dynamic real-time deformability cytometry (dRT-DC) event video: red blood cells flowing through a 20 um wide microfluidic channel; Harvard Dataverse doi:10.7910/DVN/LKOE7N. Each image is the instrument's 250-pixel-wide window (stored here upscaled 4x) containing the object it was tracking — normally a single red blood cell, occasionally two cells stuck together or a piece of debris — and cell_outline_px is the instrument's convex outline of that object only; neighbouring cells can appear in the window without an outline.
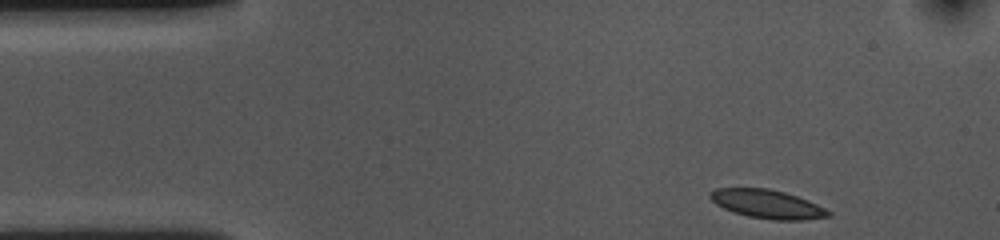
{"species": "common noctule bat (a hibernating species)", "species_latin": "Nyctalus noctula", "temperature_condition": "cold", "stored_images_in_passage": 39, "camera_frame_rate_fps": 3000, "um_per_image_px": 0.085, "animal": {"sex": "female", "body_mass_g": 10.0, "forearm_length_mm": 53.1}, "frame": {"image": 1, "passage_image": 1, "time_ms": 0.0, "image_size_px": [1000, 240], "cell_outline_px": [[832, 216], [804, 220], [772, 220], [748, 216], [732, 212], [716, 204], [708, 196], [708, 192], [716, 188], [768, 188], [784, 192], [808, 200], [832, 212]], "centroid_in_image_um": [65.21, 17.35], "position_along_channel_um": 19.8, "area_um2": 19.83}}
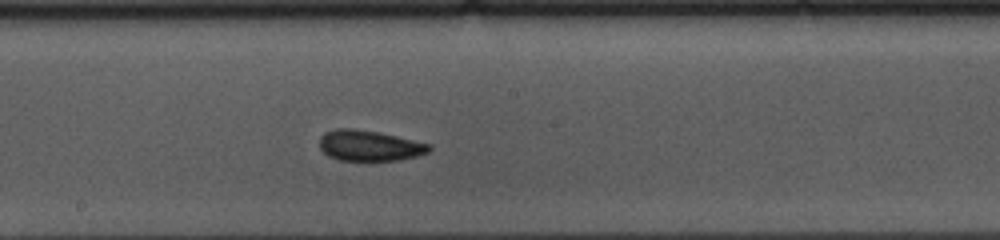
{"frame": {"image": 2, "passage_image": 23, "time_ms": 7.333, "image_size_px": [1000, 240], "cell_outline_px": [[432, 148], [428, 152], [416, 156], [400, 160], [340, 160], [328, 156], [320, 148], [320, 136], [324, 132], [336, 128], [352, 128], [380, 132], [432, 144]], "centroid_in_image_um": [31.41, 12.36], "position_along_channel_um": 216.8, "area_um2": 19.71}}
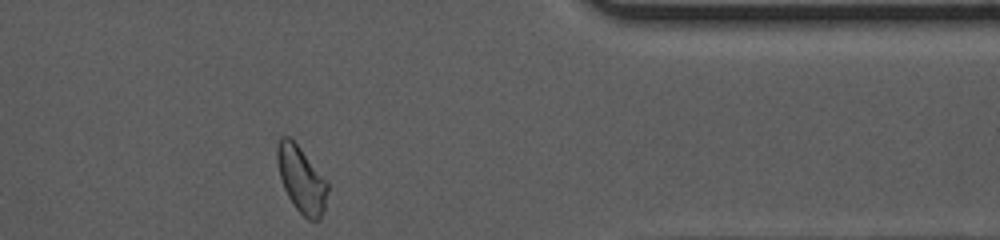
{"frame": {"image": 3, "passage_image": 39, "time_ms": 12.667, "image_size_px": [1000, 240], "cell_outline_px": [[328, 188], [324, 208], [320, 220], [308, 220], [296, 208], [288, 196], [284, 188], [280, 176], [276, 160], [276, 148], [280, 136], [288, 136], [300, 148], [328, 184]], "centroid_in_image_um": [25.59, 15.26], "position_along_channel_um": 385.8, "area_um2": 19.02}, "authors_computed_cell_mechanics": {"area_um2": 19.7098, "velocity_mm_per_s": 3.5844, "shape_relaxation_time_tau1_ms": 3.3375, "shape_relaxation_time_tau2_ms": 2.4144, "deformation_change_tau1": 0.0907, "deformation_change_tau2": 0.0711}}